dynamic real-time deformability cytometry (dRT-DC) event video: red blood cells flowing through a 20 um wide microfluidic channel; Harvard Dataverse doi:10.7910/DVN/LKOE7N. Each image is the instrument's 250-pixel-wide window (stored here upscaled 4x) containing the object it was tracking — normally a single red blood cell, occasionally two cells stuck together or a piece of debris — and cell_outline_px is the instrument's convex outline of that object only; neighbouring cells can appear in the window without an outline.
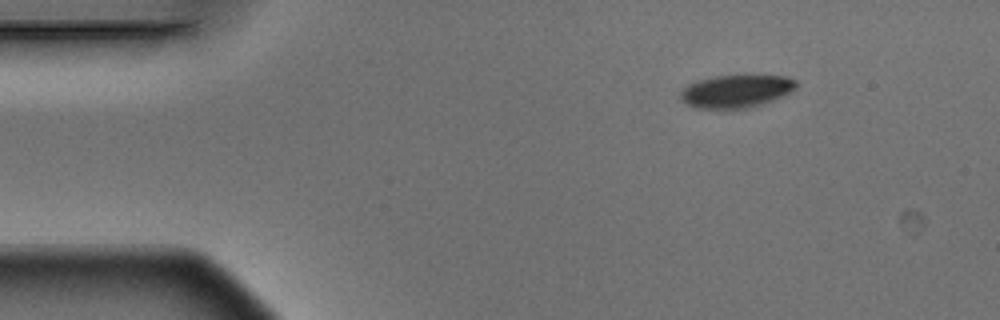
{"species": "Egyptian fruit bat (a non-hibernating species)", "species_latin": "Rousettus aegyptiacus", "temperature_condition": "warm", "stored_images_in_passage": 3, "camera_frame_rate_fps": 3000, "um_per_image_px": 0.085, "animal": {"sex": "male"}, "frame": {"image": 1, "passage_image": 1, "time_ms": 0.0, "image_size_px": [1000, 320], "cell_outline_px": [[796, 88], [772, 100], [760, 104], [744, 108], [696, 108], [684, 104], [680, 100], [680, 92], [688, 84], [696, 80], [716, 76], [744, 72], [788, 76], [796, 80]], "centroid_in_image_um": [62.56, 7.68], "position_along_channel_um": 22.4, "area_um2": 22.89}}